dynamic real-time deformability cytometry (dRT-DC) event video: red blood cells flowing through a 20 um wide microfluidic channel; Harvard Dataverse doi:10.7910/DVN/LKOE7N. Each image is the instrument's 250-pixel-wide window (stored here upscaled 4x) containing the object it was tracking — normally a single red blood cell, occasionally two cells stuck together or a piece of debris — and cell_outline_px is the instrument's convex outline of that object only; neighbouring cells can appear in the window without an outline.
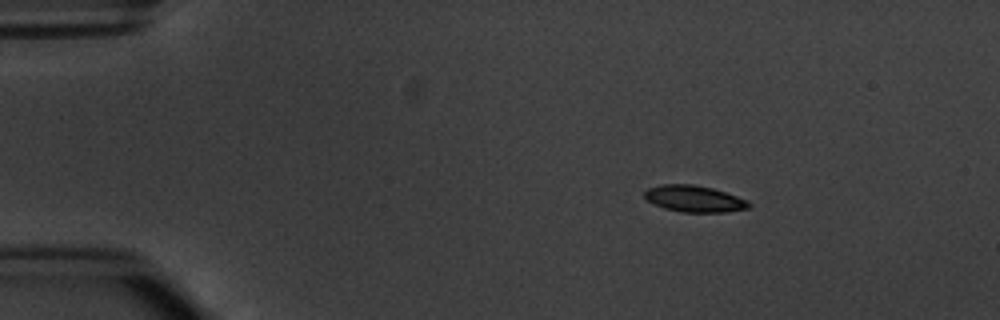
{"species": "common noctule bat (a hibernating species)", "species_latin": "Nyctalus noctula", "temperature_condition": "warm", "stored_images_in_passage": 4, "camera_frame_rate_fps": 3000, "um_per_image_px": 0.085, "animal": {"sex": "male", "body_mass_g": 20.1, "forearm_length_mm": 53.5}, "frame": {"image": 1, "passage_image": 1, "time_ms": 0.0, "image_size_px": [1000, 320], "cell_outline_px": [[752, 204], [748, 208], [724, 212], [680, 212], [664, 208], [652, 204], [644, 196], [644, 192], [648, 188], [660, 184], [692, 184], [712, 188], [748, 200]], "centroid_in_image_um": [58.98, 16.89], "position_along_channel_um": 26.0, "area_um2": 16.13}}